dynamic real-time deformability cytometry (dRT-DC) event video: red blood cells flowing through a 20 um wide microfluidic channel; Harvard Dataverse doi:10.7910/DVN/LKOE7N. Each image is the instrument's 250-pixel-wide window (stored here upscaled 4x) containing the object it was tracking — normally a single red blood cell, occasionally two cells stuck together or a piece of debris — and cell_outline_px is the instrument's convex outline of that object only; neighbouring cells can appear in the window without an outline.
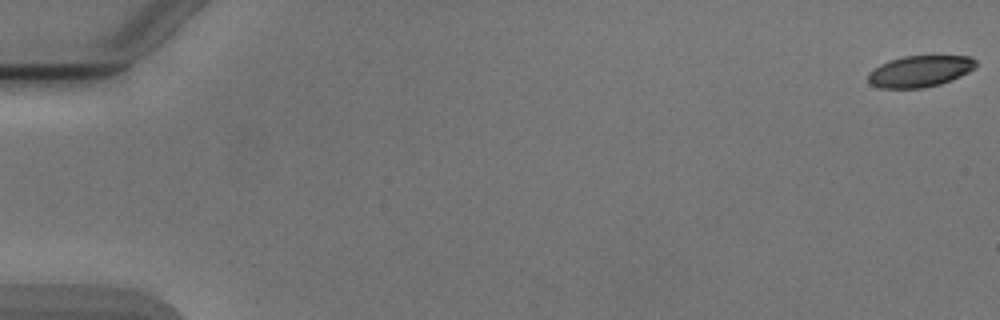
{"species": "Egyptian fruit bat (a non-hibernating species)", "species_latin": "Rousettus aegyptiacus", "temperature_condition": "cold", "stored_images_in_passage": 6, "camera_frame_rate_fps": 3000, "um_per_image_px": 0.085, "animal": {"sex": "male"}, "frame": {"image": 1, "passage_image": 1, "time_ms": 0.0, "image_size_px": [1000, 320], "cell_outline_px": [[976, 68], [952, 80], [940, 84], [924, 88], [880, 88], [868, 84], [868, 72], [872, 68], [888, 60], [904, 56], [972, 56], [976, 60]], "centroid_in_image_um": [78.16, 6.06], "position_along_channel_um": 6.8, "area_um2": 20.0}}
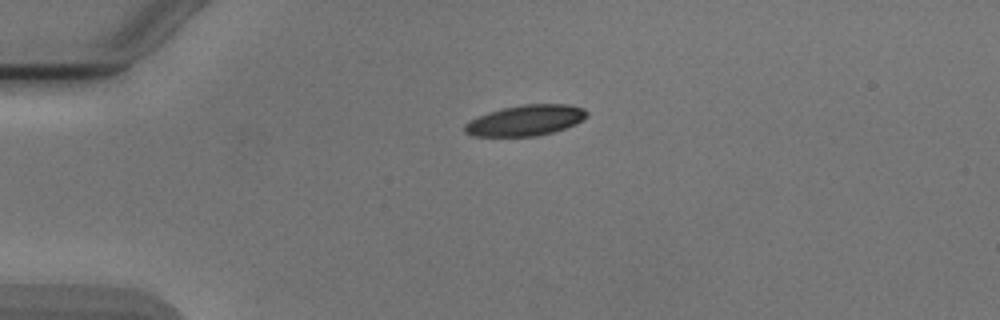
{"frame": {"image": 2, "passage_image": 4, "time_ms": 4.333, "image_size_px": [1000, 320], "cell_outline_px": [[588, 116], [576, 124], [552, 132], [536, 136], [472, 136], [464, 132], [464, 124], [488, 112], [504, 108], [524, 104], [568, 104], [584, 108], [588, 112]], "centroid_in_image_um": [44.7, 10.23], "position_along_channel_um": 40.3, "area_um2": 21.73}}
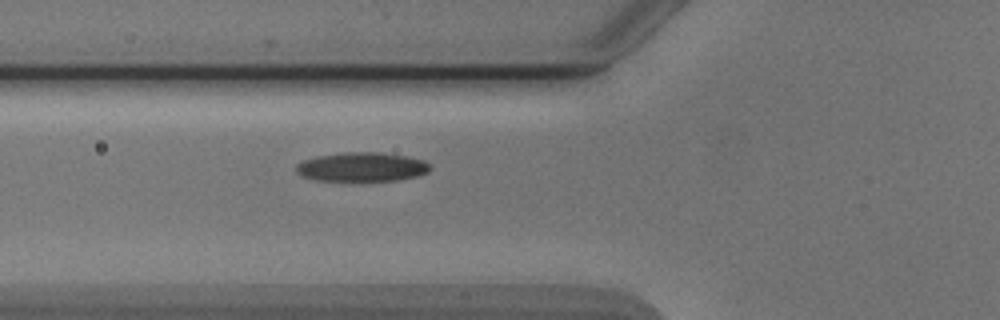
{"frame": {"image": 3, "passage_image": 6, "time_ms": 6.667, "image_size_px": [1000, 320], "cell_outline_px": [[432, 168], [428, 172], [416, 176], [396, 180], [316, 180], [300, 176], [296, 172], [296, 164], [304, 160], [316, 156], [340, 152], [380, 152], [408, 156], [424, 160]], "centroid_in_image_um": [30.74, 14.17], "position_along_channel_um": 95.1, "area_um2": 22.77}}